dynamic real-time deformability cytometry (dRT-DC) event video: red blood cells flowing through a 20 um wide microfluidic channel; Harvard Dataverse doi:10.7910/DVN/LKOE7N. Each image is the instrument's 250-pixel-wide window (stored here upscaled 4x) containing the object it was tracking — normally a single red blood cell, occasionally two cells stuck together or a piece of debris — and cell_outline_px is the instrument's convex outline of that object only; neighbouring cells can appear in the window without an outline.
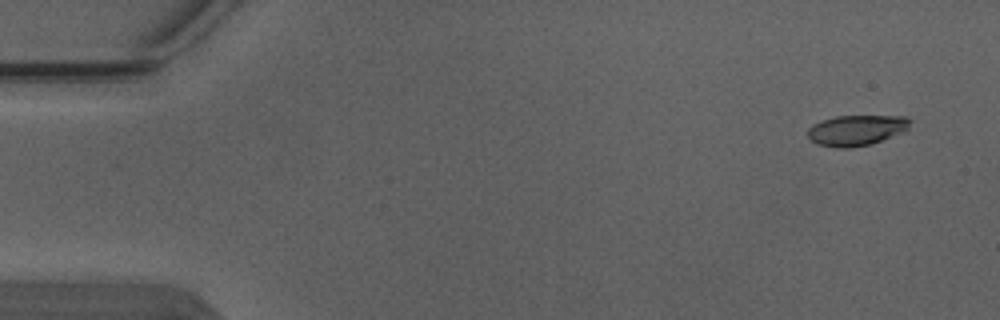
{"species": "Egyptian fruit bat (a non-hibernating species)", "species_latin": "Rousettus aegyptiacus", "temperature_condition": "warm", "stored_images_in_passage": 4, "camera_frame_rate_fps": 3000, "um_per_image_px": 0.085, "animal": {"sex": "male"}, "frame": {"image": 1, "passage_image": 1, "time_ms": 0.0, "image_size_px": [1000, 320], "cell_outline_px": [[912, 120], [908, 128], [904, 132], [868, 144], [848, 148], [840, 148], [816, 144], [808, 140], [808, 128], [812, 124], [836, 116], [908, 116]], "centroid_in_image_um": [72.78, 11.06], "position_along_channel_um": 12.2, "area_um2": 18.21}}
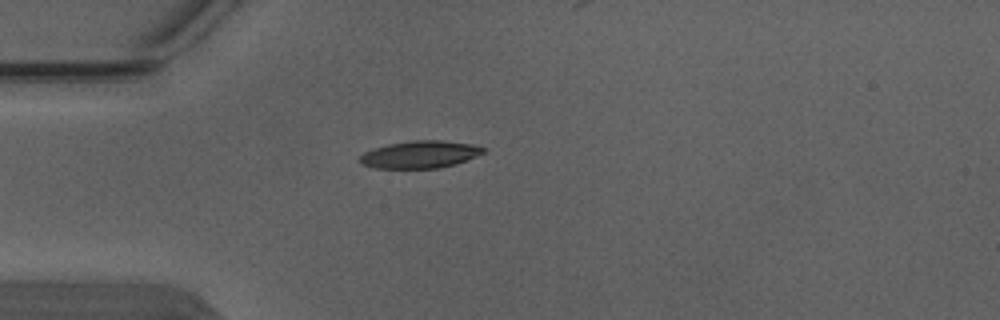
{"frame": {"image": 2, "passage_image": 4, "time_ms": 1.0, "image_size_px": [1000, 320], "cell_outline_px": [[488, 148], [484, 152], [476, 156], [456, 164], [440, 168], [376, 168], [360, 164], [356, 160], [364, 152], [388, 144], [412, 140], [440, 140], [472, 144]], "centroid_in_image_um": [35.69, 13.13], "position_along_channel_um": 49.3, "area_um2": 19.77}}